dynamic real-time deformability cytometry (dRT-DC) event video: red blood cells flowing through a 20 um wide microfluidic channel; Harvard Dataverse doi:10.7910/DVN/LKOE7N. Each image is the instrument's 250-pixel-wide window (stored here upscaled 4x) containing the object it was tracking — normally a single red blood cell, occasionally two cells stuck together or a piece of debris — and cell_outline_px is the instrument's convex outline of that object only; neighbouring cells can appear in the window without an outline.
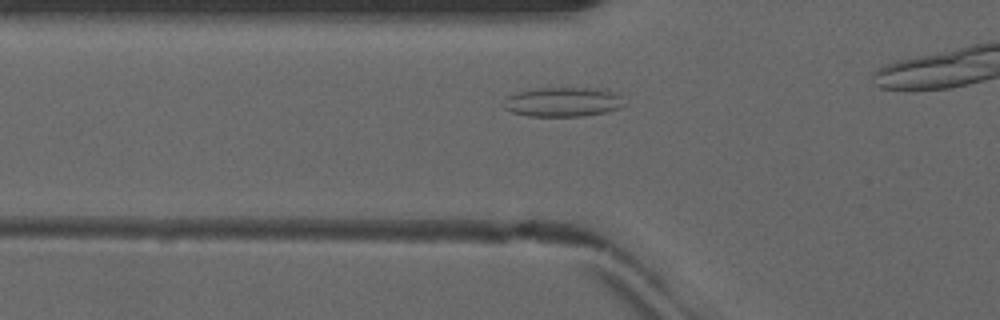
{"species": "common noctule bat (a hibernating species)", "species_latin": "Nyctalus noctula", "temperature_condition": "warm", "stored_images_in_passage": 21, "camera_frame_rate_fps": 3000, "um_per_image_px": 0.085, "animal": {"sex": "male", "forearm_length_mm": 52.5}, "frame": {"image": 1, "passage_image": 7, "time_ms": 2.0, "image_size_px": [1000, 320], "cell_outline_px": [[624, 104], [620, 108], [604, 112], [580, 116], [528, 116], [512, 112], [504, 108], [504, 104], [508, 96], [512, 92], [540, 88], [608, 88], [616, 92], [620, 96]], "centroid_in_image_um": [47.86, 8.65], "position_along_channel_um": 77.9, "area_um2": 20.81}}